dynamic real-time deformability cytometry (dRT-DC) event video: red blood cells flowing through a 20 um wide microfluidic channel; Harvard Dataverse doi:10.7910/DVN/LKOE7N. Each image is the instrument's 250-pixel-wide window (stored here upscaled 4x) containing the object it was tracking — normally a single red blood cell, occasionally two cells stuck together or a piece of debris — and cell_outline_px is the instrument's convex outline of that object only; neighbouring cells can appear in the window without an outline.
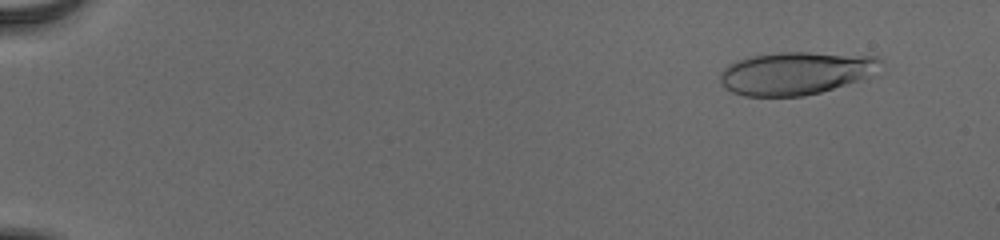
{"species": "human", "species_latin": "Homo sapiens", "temperature_condition": "cold", "stored_images_in_passage": 55, "camera_frame_rate_fps": 3000, "um_per_image_px": 0.085, "donor": {"sex": "male"}, "frame": {"image": 1, "passage_image": 5, "time_ms": 1.333, "image_size_px": [1000, 240], "cell_outline_px": [[884, 60], [864, 76], [856, 80], [820, 92], [804, 96], [744, 96], [732, 92], [724, 88], [720, 84], [720, 72], [728, 64], [736, 60], [752, 56], [776, 52], [808, 52], [880, 56]], "centroid_in_image_um": [67.52, 6.21], "position_along_channel_um": 17.5, "area_um2": 39.65}}
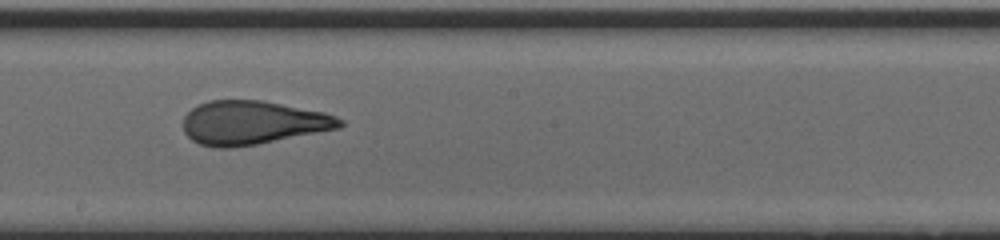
{"frame": {"image": 2, "passage_image": 33, "time_ms": 10.667, "image_size_px": [1000, 240], "cell_outline_px": [[344, 124], [340, 128], [256, 144], [232, 148], [216, 148], [200, 144], [192, 140], [184, 132], [184, 116], [196, 104], [208, 100], [260, 100], [324, 112], [336, 116], [344, 120]], "centroid_in_image_um": [21.46, 10.42], "position_along_channel_um": 226.7, "area_um2": 39.88}}
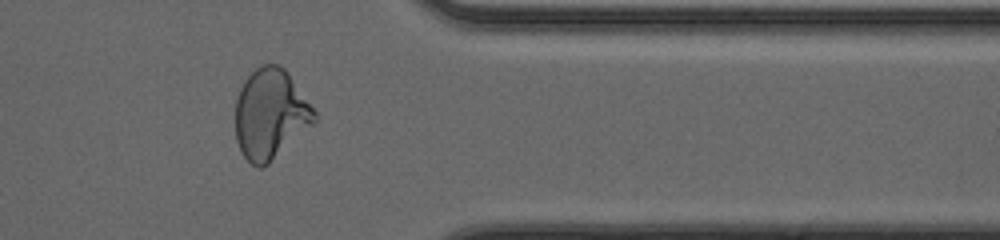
{"frame": {"image": 3, "passage_image": 46, "time_ms": 15.0, "image_size_px": [1000, 240], "cell_outline_px": [[316, 120], [312, 124], [268, 164], [260, 168], [256, 168], [244, 156], [236, 140], [236, 100], [240, 88], [244, 80], [256, 68], [264, 64], [276, 64], [284, 68], [288, 72], [316, 112]], "centroid_in_image_um": [22.97, 9.69], "position_along_channel_um": 388.4, "area_um2": 40.98}, "authors_computed_cell_mechanics": {"area_um2": 40.171, "velocity_mm_per_s": 3.9034, "shape_relaxation_time_tau1_ms": 7.2628, "shape_relaxation_time_tau2_ms": 1.0126, "deformation_change_tau1": 0.2581, "deformation_change_tau2": 0.0986}}